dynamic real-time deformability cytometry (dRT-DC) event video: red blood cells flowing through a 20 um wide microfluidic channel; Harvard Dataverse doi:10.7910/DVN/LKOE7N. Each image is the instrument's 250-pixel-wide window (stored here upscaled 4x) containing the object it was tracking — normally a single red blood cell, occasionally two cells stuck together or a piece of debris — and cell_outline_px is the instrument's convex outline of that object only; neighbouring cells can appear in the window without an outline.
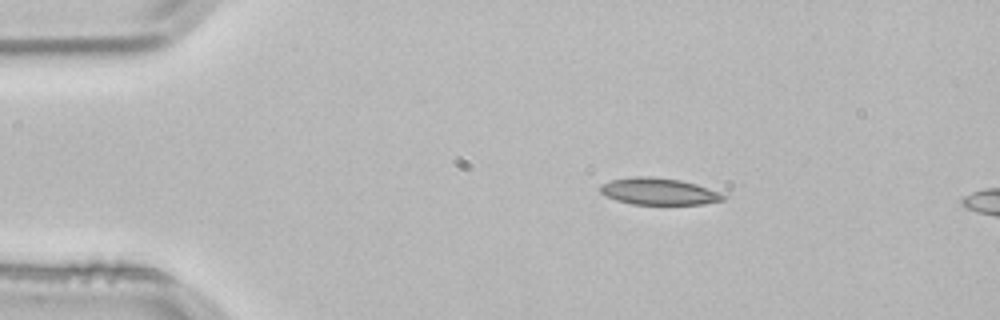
{"species": "common noctule bat (a hibernating species)", "species_latin": "Nyctalus noctula", "temperature_condition": "room temperature", "stored_images_in_passage": 2, "camera_frame_rate_fps": 3000, "um_per_image_px": 0.085, "animal": {"sex": "male", "body_mass_g": 21.5, "forearm_length_mm": 52.0}, "frame": {"image": 1, "passage_image": 1, "time_ms": 0.0, "image_size_px": [1000, 320], "cell_outline_px": [[724, 200], [704, 204], [632, 204], [616, 200], [600, 192], [600, 184], [612, 180], [632, 176], [652, 176], [680, 180], [696, 184], [716, 192], [724, 196]], "centroid_in_image_um": [55.94, 16.26], "position_along_channel_um": 29.1, "area_um2": 18.96}}